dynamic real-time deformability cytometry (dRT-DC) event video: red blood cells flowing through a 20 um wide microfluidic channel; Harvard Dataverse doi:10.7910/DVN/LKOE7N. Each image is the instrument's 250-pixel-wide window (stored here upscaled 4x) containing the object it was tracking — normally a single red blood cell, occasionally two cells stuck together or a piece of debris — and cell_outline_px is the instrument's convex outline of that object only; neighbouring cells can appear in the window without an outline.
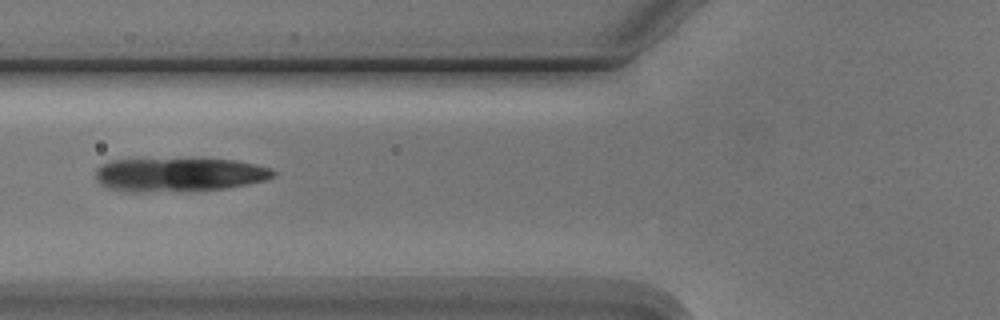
{"species": "Egyptian fruit bat (a non-hibernating species)", "species_latin": "Rousettus aegyptiacus", "temperature_condition": "cold", "stored_images_in_passage": 9, "camera_frame_rate_fps": 3000, "um_per_image_px": 0.085, "animal": {"sex": "male"}, "frame": {"image": 1, "passage_image": 6, "time_ms": 6.667, "image_size_px": [1000, 320], "cell_outline_px": [[276, 176], [268, 180], [248, 184], [224, 188], [188, 192], [132, 192], [108, 188], [100, 184], [96, 180], [96, 168], [100, 164], [108, 160], [232, 160], [252, 164], [268, 168], [276, 172]], "centroid_in_image_um": [15.18, 14.88], "position_along_channel_um": 110.6, "area_um2": 34.97}}